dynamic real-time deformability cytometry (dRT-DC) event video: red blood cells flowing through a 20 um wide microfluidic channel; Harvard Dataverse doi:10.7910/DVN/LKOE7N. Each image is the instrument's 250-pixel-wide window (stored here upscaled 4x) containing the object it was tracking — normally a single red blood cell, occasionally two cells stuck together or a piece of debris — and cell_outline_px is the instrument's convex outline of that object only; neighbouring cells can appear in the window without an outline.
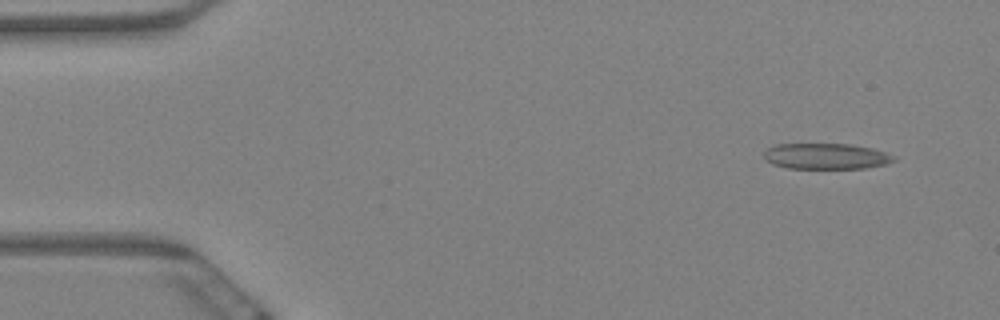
{"species": "Egyptian fruit bat (a non-hibernating species)", "species_latin": "Rousettus aegyptiacus", "temperature_condition": "warm", "stored_images_in_passage": 5, "camera_frame_rate_fps": 3000, "um_per_image_px": 0.085, "animal": {"sex": "female"}, "frame": {"image": 1, "passage_image": 2, "time_ms": 0.333, "image_size_px": [1000, 320], "cell_outline_px": [[896, 160], [888, 164], [864, 168], [788, 168], [772, 164], [764, 160], [764, 152], [768, 148], [776, 144], [852, 144], [872, 148], [896, 156]], "centroid_in_image_um": [70.23, 13.28], "position_along_channel_um": 14.8, "area_um2": 19.65}}